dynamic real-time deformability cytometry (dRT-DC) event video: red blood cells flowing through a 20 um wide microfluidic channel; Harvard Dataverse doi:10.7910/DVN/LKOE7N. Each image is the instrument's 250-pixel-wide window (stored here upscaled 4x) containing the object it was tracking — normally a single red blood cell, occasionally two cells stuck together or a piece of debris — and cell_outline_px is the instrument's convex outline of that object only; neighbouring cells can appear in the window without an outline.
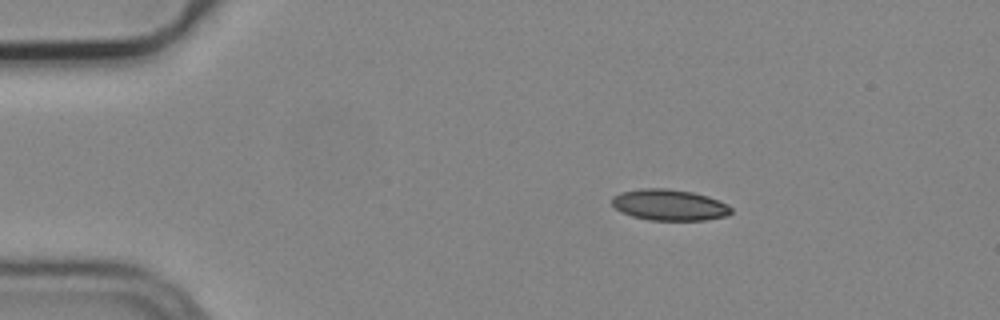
{"species": "common noctule bat (a hibernating species)", "species_latin": "Nyctalus noctula", "temperature_condition": "cold", "stored_images_in_passage": 3, "camera_frame_rate_fps": 3000, "um_per_image_px": 0.085, "animal": {"sex": "male", "body_mass_g": 19.2, "forearm_length_mm": 51.8}, "frame": {"image": 1, "passage_image": 1, "time_ms": 0.0, "image_size_px": [1000, 320], "cell_outline_px": [[732, 212], [728, 216], [708, 220], [648, 220], [632, 216], [616, 208], [612, 204], [612, 196], [620, 192], [640, 188], [668, 188], [692, 192], [708, 196], [728, 204], [732, 208]], "centroid_in_image_um": [56.92, 17.41], "position_along_channel_um": 28.1, "area_um2": 21.79}}